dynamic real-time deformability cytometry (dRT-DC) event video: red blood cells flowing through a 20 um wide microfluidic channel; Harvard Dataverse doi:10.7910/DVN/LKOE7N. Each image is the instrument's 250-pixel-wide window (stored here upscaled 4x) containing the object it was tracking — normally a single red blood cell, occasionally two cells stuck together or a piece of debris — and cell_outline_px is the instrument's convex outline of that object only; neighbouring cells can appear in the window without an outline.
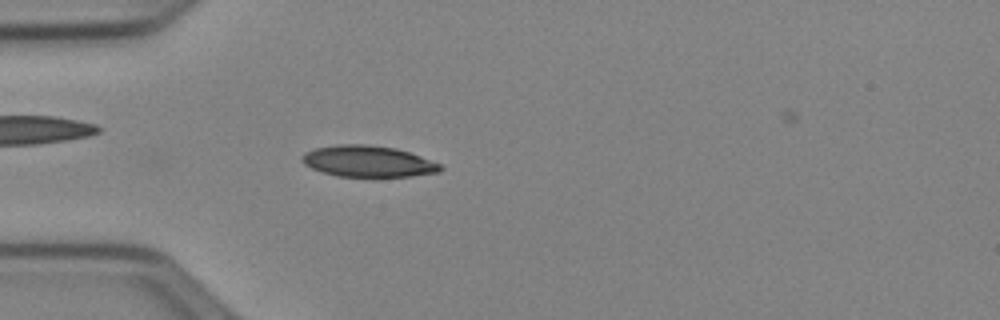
{"species": "Egyptian fruit bat (a non-hibernating species)", "species_latin": "Rousettus aegyptiacus", "temperature_condition": "cold", "stored_images_in_passage": 43, "camera_frame_rate_fps": 3000, "um_per_image_px": 0.085, "animal": {"sex": "female"}, "frame": {"image": 1, "passage_image": 7, "time_ms": 2.0, "image_size_px": [1000, 320], "cell_outline_px": [[444, 168], [440, 172], [412, 176], [336, 176], [312, 168], [304, 164], [300, 160], [300, 156], [304, 152], [316, 148], [340, 144], [364, 144], [396, 148], [420, 156], [440, 164]], "centroid_in_image_um": [31.27, 13.71], "position_along_channel_um": 53.7, "area_um2": 25.09}}
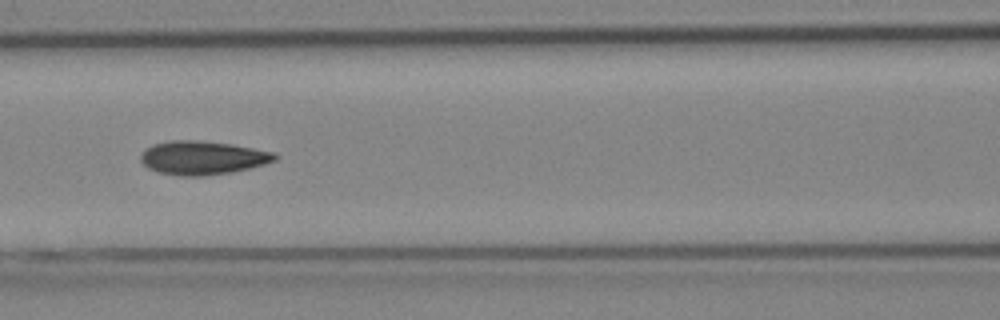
{"frame": {"image": 2, "passage_image": 15, "time_ms": 4.667, "image_size_px": [1000, 320], "cell_outline_px": [[280, 156], [276, 160], [264, 164], [232, 172], [200, 176], [180, 176], [160, 172], [148, 168], [140, 160], [140, 156], [144, 148], [152, 144], [172, 140], [196, 140], [232, 144], [272, 152]], "centroid_in_image_um": [17.19, 13.4], "position_along_channel_um": 149.4, "area_um2": 26.24}}
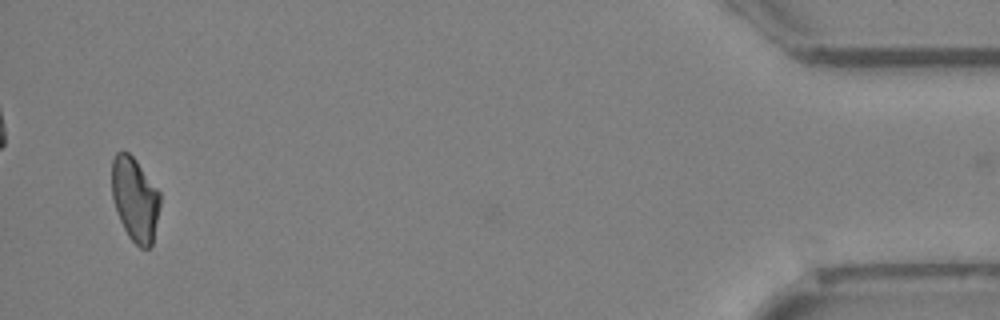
{"frame": {"image": 3, "passage_image": 42, "time_ms": 13.667, "image_size_px": [1000, 320], "cell_outline_px": [[160, 204], [152, 244], [148, 248], [140, 248], [128, 236], [120, 220], [112, 196], [112, 160], [116, 152], [128, 152], [136, 160], [160, 192]], "centroid_in_image_um": [11.47, 16.93], "position_along_channel_um": 423.7, "area_um2": 23.35}}